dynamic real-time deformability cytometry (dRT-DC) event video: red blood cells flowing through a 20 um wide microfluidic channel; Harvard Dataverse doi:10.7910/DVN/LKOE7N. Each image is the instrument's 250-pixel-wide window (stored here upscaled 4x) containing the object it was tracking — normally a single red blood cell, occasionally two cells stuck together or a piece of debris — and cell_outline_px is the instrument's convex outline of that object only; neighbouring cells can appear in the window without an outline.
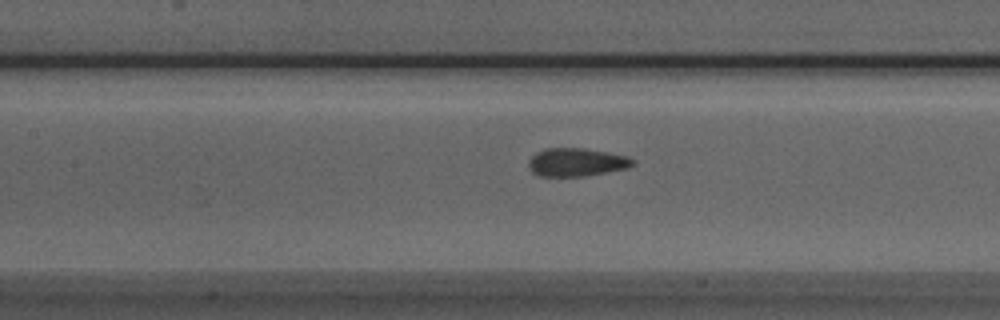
{"species": "Egyptian fruit bat (a non-hibernating species)", "species_latin": "Rousettus aegyptiacus", "temperature_condition": "room temperature", "stored_images_in_passage": 45, "camera_frame_rate_fps": 3000, "um_per_image_px": 0.085, "animal": {"sex": "male"}, "frame": {"image": 1, "passage_image": 23, "time_ms": 7.333, "image_size_px": [1000, 320], "cell_outline_px": [[636, 164], [628, 168], [584, 176], [540, 176], [532, 172], [528, 164], [528, 160], [536, 152], [544, 148], [584, 148], [628, 156], [636, 160]], "centroid_in_image_um": [49.02, 13.78], "position_along_channel_um": 158.4, "area_um2": 17.22}}
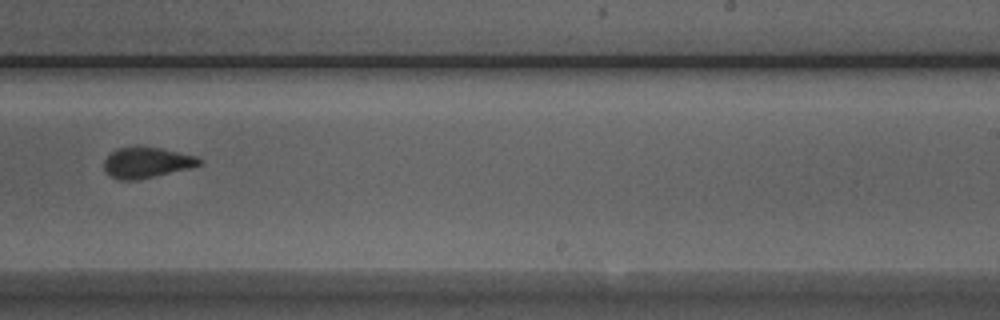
{"frame": {"image": 2, "passage_image": 32, "time_ms": 10.333, "image_size_px": [1000, 320], "cell_outline_px": [[204, 160], [200, 164], [192, 168], [136, 180], [120, 180], [108, 176], [104, 168], [104, 160], [116, 148], [160, 148], [196, 156]], "centroid_in_image_um": [12.48, 13.84], "position_along_channel_um": 276.5, "area_um2": 16.82}}
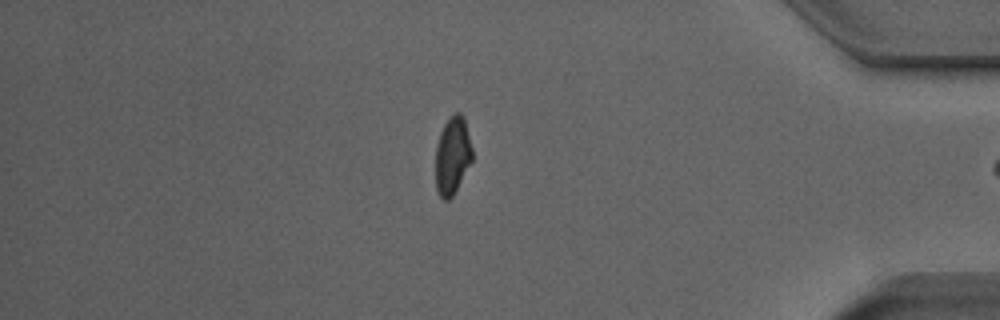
{"frame": {"image": 3, "passage_image": 44, "time_ms": 14.333, "image_size_px": [1000, 320], "cell_outline_px": [[472, 160], [452, 196], [448, 200], [444, 200], [440, 196], [436, 188], [436, 144], [440, 132], [444, 124], [456, 112], [460, 112], [464, 116], [472, 148]], "centroid_in_image_um": [38.45, 13.2], "position_along_channel_um": 396.7, "area_um2": 16.42}}